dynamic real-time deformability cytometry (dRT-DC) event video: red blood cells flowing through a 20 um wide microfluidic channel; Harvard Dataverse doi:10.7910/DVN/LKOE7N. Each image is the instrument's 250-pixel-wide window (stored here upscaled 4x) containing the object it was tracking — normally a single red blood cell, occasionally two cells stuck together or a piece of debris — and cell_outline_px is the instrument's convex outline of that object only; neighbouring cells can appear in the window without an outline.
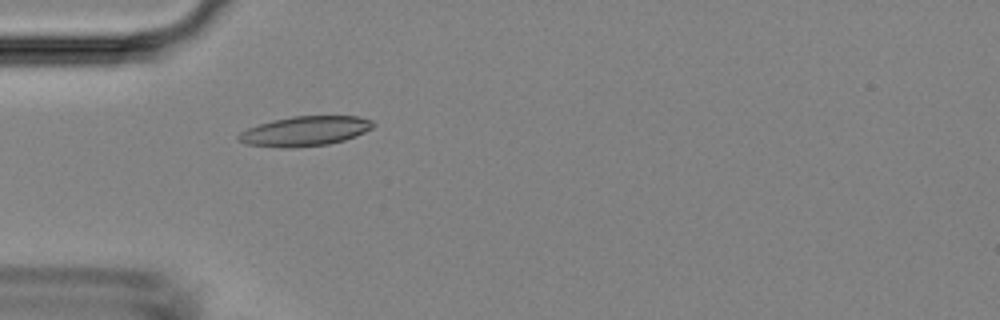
{"species": "Egyptian fruit bat (a non-hibernating species)", "species_latin": "Rousettus aegyptiacus", "temperature_condition": "room temperature", "stored_images_in_passage": 1, "camera_frame_rate_fps": 3000, "um_per_image_px": 0.085, "animal": {"sex": "female"}, "frame": {"image": 1, "passage_image": 1, "time_ms": 0.0, "image_size_px": [1000, 320], "cell_outline_px": [[376, 124], [372, 128], [356, 136], [344, 140], [328, 144], [292, 148], [280, 148], [248, 144], [236, 140], [236, 136], [240, 132], [248, 128], [272, 120], [292, 116], [360, 116], [372, 120]], "centroid_in_image_um": [25.92, 11.14], "position_along_channel_um": 59.1, "area_um2": 23.47}}